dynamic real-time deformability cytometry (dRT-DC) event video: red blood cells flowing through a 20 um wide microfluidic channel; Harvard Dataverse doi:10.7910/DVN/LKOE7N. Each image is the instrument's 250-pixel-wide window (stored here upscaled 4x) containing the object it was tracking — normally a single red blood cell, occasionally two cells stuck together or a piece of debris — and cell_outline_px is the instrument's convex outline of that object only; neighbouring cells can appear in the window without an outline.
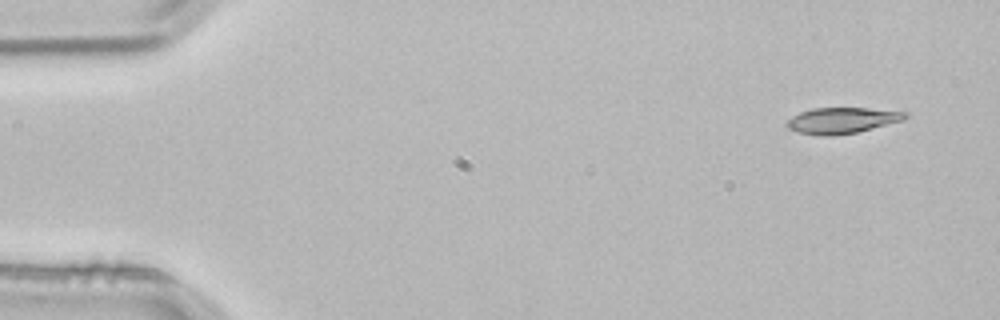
{"species": "common noctule bat (a hibernating species)", "species_latin": "Nyctalus noctula", "temperature_condition": "room temperature", "stored_images_in_passage": 4, "camera_frame_rate_fps": 3000, "um_per_image_px": 0.085, "animal": {"sex": "male", "body_mass_g": 21.5, "forearm_length_mm": 52.0}, "frame": {"image": 1, "passage_image": 1, "time_ms": 0.0, "image_size_px": [1000, 320], "cell_outline_px": [[908, 116], [904, 120], [856, 132], [832, 136], [820, 136], [796, 132], [788, 128], [784, 124], [792, 116], [800, 112], [812, 108], [868, 108], [908, 112]], "centroid_in_image_um": [71.54, 10.24], "position_along_channel_um": 13.5, "area_um2": 17.98}}
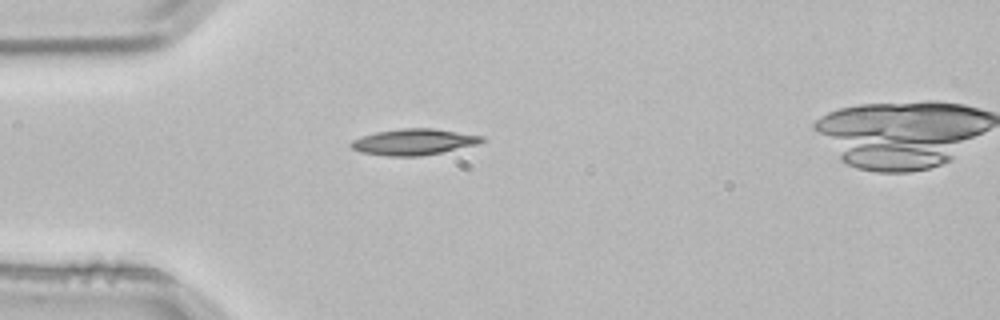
{"frame": {"image": 2, "passage_image": 3, "time_ms": 0.667, "image_size_px": [1000, 320], "cell_outline_px": [[484, 140], [480, 144], [420, 156], [388, 156], [360, 152], [352, 148], [348, 144], [352, 140], [360, 136], [376, 132], [400, 128], [432, 128], [484, 136]], "centroid_in_image_um": [35.14, 12.06], "position_along_channel_um": 49.9, "area_um2": 19.94}}